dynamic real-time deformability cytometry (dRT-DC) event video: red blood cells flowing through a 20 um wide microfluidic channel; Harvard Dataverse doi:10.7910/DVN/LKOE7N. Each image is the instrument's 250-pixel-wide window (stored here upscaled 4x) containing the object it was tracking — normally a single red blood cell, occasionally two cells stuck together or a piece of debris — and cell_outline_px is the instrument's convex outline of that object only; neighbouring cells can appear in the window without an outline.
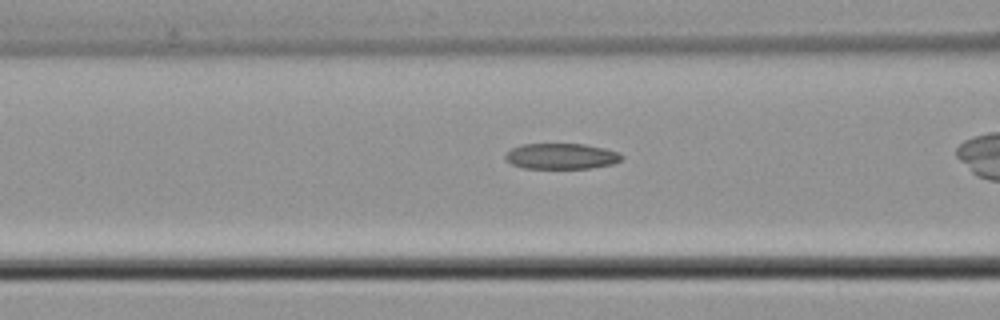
{"species": "common noctule bat (a hibernating species)", "species_latin": "Nyctalus noctula", "temperature_condition": "cold", "stored_images_in_passage": 28, "camera_frame_rate_fps": 3000, "um_per_image_px": 0.085, "animal": {"sex": "male", "body_mass_g": 21.5, "forearm_length_mm": 52.0}, "frame": {"image": 1, "passage_image": 16, "time_ms": 5.0, "image_size_px": [1000, 320], "cell_outline_px": [[624, 156], [620, 160], [612, 164], [588, 168], [524, 168], [512, 164], [504, 156], [512, 148], [520, 144], [584, 144], [604, 148], [620, 152]], "centroid_in_image_um": [47.73, 13.27], "position_along_channel_um": 118.9, "area_um2": 17.34}}